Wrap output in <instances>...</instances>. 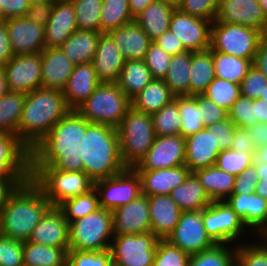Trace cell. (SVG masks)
Masks as SVG:
<instances>
[{
    "instance_id": "cell-1",
    "label": "cell",
    "mask_w": 267,
    "mask_h": 266,
    "mask_svg": "<svg viewBox=\"0 0 267 266\" xmlns=\"http://www.w3.org/2000/svg\"><path fill=\"white\" fill-rule=\"evenodd\" d=\"M90 124L77 110H70L30 151V167L83 172L80 141Z\"/></svg>"
},
{
    "instance_id": "cell-2",
    "label": "cell",
    "mask_w": 267,
    "mask_h": 266,
    "mask_svg": "<svg viewBox=\"0 0 267 266\" xmlns=\"http://www.w3.org/2000/svg\"><path fill=\"white\" fill-rule=\"evenodd\" d=\"M70 110L62 90L41 87L26 93L17 138L31 151Z\"/></svg>"
},
{
    "instance_id": "cell-3",
    "label": "cell",
    "mask_w": 267,
    "mask_h": 266,
    "mask_svg": "<svg viewBox=\"0 0 267 266\" xmlns=\"http://www.w3.org/2000/svg\"><path fill=\"white\" fill-rule=\"evenodd\" d=\"M52 207L41 188L30 178L18 186L1 210V234L26 242L35 226Z\"/></svg>"
},
{
    "instance_id": "cell-4",
    "label": "cell",
    "mask_w": 267,
    "mask_h": 266,
    "mask_svg": "<svg viewBox=\"0 0 267 266\" xmlns=\"http://www.w3.org/2000/svg\"><path fill=\"white\" fill-rule=\"evenodd\" d=\"M80 144L83 172L93 182L115 176L127 168L122 162L117 128L91 123Z\"/></svg>"
},
{
    "instance_id": "cell-5",
    "label": "cell",
    "mask_w": 267,
    "mask_h": 266,
    "mask_svg": "<svg viewBox=\"0 0 267 266\" xmlns=\"http://www.w3.org/2000/svg\"><path fill=\"white\" fill-rule=\"evenodd\" d=\"M122 162L135 167L147 154L156 138L152 114L131 106L117 127Z\"/></svg>"
},
{
    "instance_id": "cell-6",
    "label": "cell",
    "mask_w": 267,
    "mask_h": 266,
    "mask_svg": "<svg viewBox=\"0 0 267 266\" xmlns=\"http://www.w3.org/2000/svg\"><path fill=\"white\" fill-rule=\"evenodd\" d=\"M131 106V100L116 83H100L76 110L93 124L117 128Z\"/></svg>"
},
{
    "instance_id": "cell-7",
    "label": "cell",
    "mask_w": 267,
    "mask_h": 266,
    "mask_svg": "<svg viewBox=\"0 0 267 266\" xmlns=\"http://www.w3.org/2000/svg\"><path fill=\"white\" fill-rule=\"evenodd\" d=\"M30 174L52 207H58L65 200L86 194L94 188V182L84 172L30 167Z\"/></svg>"
},
{
    "instance_id": "cell-8",
    "label": "cell",
    "mask_w": 267,
    "mask_h": 266,
    "mask_svg": "<svg viewBox=\"0 0 267 266\" xmlns=\"http://www.w3.org/2000/svg\"><path fill=\"white\" fill-rule=\"evenodd\" d=\"M113 237V214L104 208L69 223V250H110Z\"/></svg>"
},
{
    "instance_id": "cell-9",
    "label": "cell",
    "mask_w": 267,
    "mask_h": 266,
    "mask_svg": "<svg viewBox=\"0 0 267 266\" xmlns=\"http://www.w3.org/2000/svg\"><path fill=\"white\" fill-rule=\"evenodd\" d=\"M266 35L254 28L218 22L211 26L210 49L242 59H254L260 42Z\"/></svg>"
},
{
    "instance_id": "cell-10",
    "label": "cell",
    "mask_w": 267,
    "mask_h": 266,
    "mask_svg": "<svg viewBox=\"0 0 267 266\" xmlns=\"http://www.w3.org/2000/svg\"><path fill=\"white\" fill-rule=\"evenodd\" d=\"M202 218L206 232L215 244L238 245L255 237L226 201H213L202 210Z\"/></svg>"
},
{
    "instance_id": "cell-11",
    "label": "cell",
    "mask_w": 267,
    "mask_h": 266,
    "mask_svg": "<svg viewBox=\"0 0 267 266\" xmlns=\"http://www.w3.org/2000/svg\"><path fill=\"white\" fill-rule=\"evenodd\" d=\"M159 240L152 232L114 235L112 261L120 266H153Z\"/></svg>"
},
{
    "instance_id": "cell-12",
    "label": "cell",
    "mask_w": 267,
    "mask_h": 266,
    "mask_svg": "<svg viewBox=\"0 0 267 266\" xmlns=\"http://www.w3.org/2000/svg\"><path fill=\"white\" fill-rule=\"evenodd\" d=\"M99 207L113 211L127 205L141 195V180L138 172L127 167L122 172L107 179L94 182Z\"/></svg>"
},
{
    "instance_id": "cell-13",
    "label": "cell",
    "mask_w": 267,
    "mask_h": 266,
    "mask_svg": "<svg viewBox=\"0 0 267 266\" xmlns=\"http://www.w3.org/2000/svg\"><path fill=\"white\" fill-rule=\"evenodd\" d=\"M165 240L188 255L215 245L204 227L202 210L182 212L175 229Z\"/></svg>"
},
{
    "instance_id": "cell-14",
    "label": "cell",
    "mask_w": 267,
    "mask_h": 266,
    "mask_svg": "<svg viewBox=\"0 0 267 266\" xmlns=\"http://www.w3.org/2000/svg\"><path fill=\"white\" fill-rule=\"evenodd\" d=\"M212 22L176 8L170 19L169 30L181 40L187 51L202 52L210 49Z\"/></svg>"
},
{
    "instance_id": "cell-15",
    "label": "cell",
    "mask_w": 267,
    "mask_h": 266,
    "mask_svg": "<svg viewBox=\"0 0 267 266\" xmlns=\"http://www.w3.org/2000/svg\"><path fill=\"white\" fill-rule=\"evenodd\" d=\"M185 165V137L156 136L154 143L135 170H157Z\"/></svg>"
},
{
    "instance_id": "cell-16",
    "label": "cell",
    "mask_w": 267,
    "mask_h": 266,
    "mask_svg": "<svg viewBox=\"0 0 267 266\" xmlns=\"http://www.w3.org/2000/svg\"><path fill=\"white\" fill-rule=\"evenodd\" d=\"M3 68L9 91L26 94L41 88V53L15 55Z\"/></svg>"
},
{
    "instance_id": "cell-17",
    "label": "cell",
    "mask_w": 267,
    "mask_h": 266,
    "mask_svg": "<svg viewBox=\"0 0 267 266\" xmlns=\"http://www.w3.org/2000/svg\"><path fill=\"white\" fill-rule=\"evenodd\" d=\"M258 238H267V200L259 194H231L225 200Z\"/></svg>"
},
{
    "instance_id": "cell-18",
    "label": "cell",
    "mask_w": 267,
    "mask_h": 266,
    "mask_svg": "<svg viewBox=\"0 0 267 266\" xmlns=\"http://www.w3.org/2000/svg\"><path fill=\"white\" fill-rule=\"evenodd\" d=\"M112 214L114 235L151 232L149 201L148 196L144 194L127 205L116 208Z\"/></svg>"
},
{
    "instance_id": "cell-19",
    "label": "cell",
    "mask_w": 267,
    "mask_h": 266,
    "mask_svg": "<svg viewBox=\"0 0 267 266\" xmlns=\"http://www.w3.org/2000/svg\"><path fill=\"white\" fill-rule=\"evenodd\" d=\"M216 20L251 27L267 36V18L258 0H220Z\"/></svg>"
},
{
    "instance_id": "cell-20",
    "label": "cell",
    "mask_w": 267,
    "mask_h": 266,
    "mask_svg": "<svg viewBox=\"0 0 267 266\" xmlns=\"http://www.w3.org/2000/svg\"><path fill=\"white\" fill-rule=\"evenodd\" d=\"M4 21L14 56L40 53L46 47L43 25H36L26 17Z\"/></svg>"
},
{
    "instance_id": "cell-21",
    "label": "cell",
    "mask_w": 267,
    "mask_h": 266,
    "mask_svg": "<svg viewBox=\"0 0 267 266\" xmlns=\"http://www.w3.org/2000/svg\"><path fill=\"white\" fill-rule=\"evenodd\" d=\"M0 178H31L30 150L12 134H0Z\"/></svg>"
},
{
    "instance_id": "cell-22",
    "label": "cell",
    "mask_w": 267,
    "mask_h": 266,
    "mask_svg": "<svg viewBox=\"0 0 267 266\" xmlns=\"http://www.w3.org/2000/svg\"><path fill=\"white\" fill-rule=\"evenodd\" d=\"M29 242L69 251V223L58 207H51L33 229Z\"/></svg>"
},
{
    "instance_id": "cell-23",
    "label": "cell",
    "mask_w": 267,
    "mask_h": 266,
    "mask_svg": "<svg viewBox=\"0 0 267 266\" xmlns=\"http://www.w3.org/2000/svg\"><path fill=\"white\" fill-rule=\"evenodd\" d=\"M220 152L214 132L206 127L185 137V165L191 173L214 166Z\"/></svg>"
},
{
    "instance_id": "cell-24",
    "label": "cell",
    "mask_w": 267,
    "mask_h": 266,
    "mask_svg": "<svg viewBox=\"0 0 267 266\" xmlns=\"http://www.w3.org/2000/svg\"><path fill=\"white\" fill-rule=\"evenodd\" d=\"M77 29L72 1H54L50 19L44 27L45 46L60 47Z\"/></svg>"
},
{
    "instance_id": "cell-25",
    "label": "cell",
    "mask_w": 267,
    "mask_h": 266,
    "mask_svg": "<svg viewBox=\"0 0 267 266\" xmlns=\"http://www.w3.org/2000/svg\"><path fill=\"white\" fill-rule=\"evenodd\" d=\"M125 61L113 38L108 33H102L92 61L98 80L116 83Z\"/></svg>"
},
{
    "instance_id": "cell-26",
    "label": "cell",
    "mask_w": 267,
    "mask_h": 266,
    "mask_svg": "<svg viewBox=\"0 0 267 266\" xmlns=\"http://www.w3.org/2000/svg\"><path fill=\"white\" fill-rule=\"evenodd\" d=\"M41 87L63 90L75 64L69 60L60 47H45L41 52Z\"/></svg>"
},
{
    "instance_id": "cell-27",
    "label": "cell",
    "mask_w": 267,
    "mask_h": 266,
    "mask_svg": "<svg viewBox=\"0 0 267 266\" xmlns=\"http://www.w3.org/2000/svg\"><path fill=\"white\" fill-rule=\"evenodd\" d=\"M141 180V193L150 197L170 195L191 173L186 165L157 170H136Z\"/></svg>"
},
{
    "instance_id": "cell-28",
    "label": "cell",
    "mask_w": 267,
    "mask_h": 266,
    "mask_svg": "<svg viewBox=\"0 0 267 266\" xmlns=\"http://www.w3.org/2000/svg\"><path fill=\"white\" fill-rule=\"evenodd\" d=\"M101 82L98 80L93 63L77 64L62 90L71 110H76L94 92Z\"/></svg>"
},
{
    "instance_id": "cell-29",
    "label": "cell",
    "mask_w": 267,
    "mask_h": 266,
    "mask_svg": "<svg viewBox=\"0 0 267 266\" xmlns=\"http://www.w3.org/2000/svg\"><path fill=\"white\" fill-rule=\"evenodd\" d=\"M108 34L113 38L126 61L144 60L153 42L135 20L111 30Z\"/></svg>"
},
{
    "instance_id": "cell-30",
    "label": "cell",
    "mask_w": 267,
    "mask_h": 266,
    "mask_svg": "<svg viewBox=\"0 0 267 266\" xmlns=\"http://www.w3.org/2000/svg\"><path fill=\"white\" fill-rule=\"evenodd\" d=\"M151 232L159 239H166L175 229L182 210L172 200L170 195L148 197Z\"/></svg>"
},
{
    "instance_id": "cell-31",
    "label": "cell",
    "mask_w": 267,
    "mask_h": 266,
    "mask_svg": "<svg viewBox=\"0 0 267 266\" xmlns=\"http://www.w3.org/2000/svg\"><path fill=\"white\" fill-rule=\"evenodd\" d=\"M170 197L182 212L203 210L213 202L194 173H190L181 185L173 189Z\"/></svg>"
},
{
    "instance_id": "cell-32",
    "label": "cell",
    "mask_w": 267,
    "mask_h": 266,
    "mask_svg": "<svg viewBox=\"0 0 267 266\" xmlns=\"http://www.w3.org/2000/svg\"><path fill=\"white\" fill-rule=\"evenodd\" d=\"M101 34V32L77 29L60 48L75 65L91 63Z\"/></svg>"
},
{
    "instance_id": "cell-33",
    "label": "cell",
    "mask_w": 267,
    "mask_h": 266,
    "mask_svg": "<svg viewBox=\"0 0 267 266\" xmlns=\"http://www.w3.org/2000/svg\"><path fill=\"white\" fill-rule=\"evenodd\" d=\"M176 7L165 0H157L148 5L135 19L148 37L155 41L169 29L170 19Z\"/></svg>"
},
{
    "instance_id": "cell-34",
    "label": "cell",
    "mask_w": 267,
    "mask_h": 266,
    "mask_svg": "<svg viewBox=\"0 0 267 266\" xmlns=\"http://www.w3.org/2000/svg\"><path fill=\"white\" fill-rule=\"evenodd\" d=\"M212 201H225L233 192L236 175L229 174L216 165L193 172Z\"/></svg>"
},
{
    "instance_id": "cell-35",
    "label": "cell",
    "mask_w": 267,
    "mask_h": 266,
    "mask_svg": "<svg viewBox=\"0 0 267 266\" xmlns=\"http://www.w3.org/2000/svg\"><path fill=\"white\" fill-rule=\"evenodd\" d=\"M175 96L163 79H153L132 100V106L147 114H153L169 104Z\"/></svg>"
},
{
    "instance_id": "cell-36",
    "label": "cell",
    "mask_w": 267,
    "mask_h": 266,
    "mask_svg": "<svg viewBox=\"0 0 267 266\" xmlns=\"http://www.w3.org/2000/svg\"><path fill=\"white\" fill-rule=\"evenodd\" d=\"M193 51L172 55L168 72L163 79L175 97L189 96Z\"/></svg>"
},
{
    "instance_id": "cell-37",
    "label": "cell",
    "mask_w": 267,
    "mask_h": 266,
    "mask_svg": "<svg viewBox=\"0 0 267 266\" xmlns=\"http://www.w3.org/2000/svg\"><path fill=\"white\" fill-rule=\"evenodd\" d=\"M154 78L144 60L125 61L116 84L132 100Z\"/></svg>"
},
{
    "instance_id": "cell-38",
    "label": "cell",
    "mask_w": 267,
    "mask_h": 266,
    "mask_svg": "<svg viewBox=\"0 0 267 266\" xmlns=\"http://www.w3.org/2000/svg\"><path fill=\"white\" fill-rule=\"evenodd\" d=\"M190 72L189 96L202 95L216 77L211 49L192 53Z\"/></svg>"
},
{
    "instance_id": "cell-39",
    "label": "cell",
    "mask_w": 267,
    "mask_h": 266,
    "mask_svg": "<svg viewBox=\"0 0 267 266\" xmlns=\"http://www.w3.org/2000/svg\"><path fill=\"white\" fill-rule=\"evenodd\" d=\"M23 262L26 266H67V252L63 248L23 242Z\"/></svg>"
},
{
    "instance_id": "cell-40",
    "label": "cell",
    "mask_w": 267,
    "mask_h": 266,
    "mask_svg": "<svg viewBox=\"0 0 267 266\" xmlns=\"http://www.w3.org/2000/svg\"><path fill=\"white\" fill-rule=\"evenodd\" d=\"M26 94L9 91L0 98V134L18 135Z\"/></svg>"
},
{
    "instance_id": "cell-41",
    "label": "cell",
    "mask_w": 267,
    "mask_h": 266,
    "mask_svg": "<svg viewBox=\"0 0 267 266\" xmlns=\"http://www.w3.org/2000/svg\"><path fill=\"white\" fill-rule=\"evenodd\" d=\"M215 76L232 83L240 84L253 66L254 59H242L230 54L212 50Z\"/></svg>"
},
{
    "instance_id": "cell-42",
    "label": "cell",
    "mask_w": 267,
    "mask_h": 266,
    "mask_svg": "<svg viewBox=\"0 0 267 266\" xmlns=\"http://www.w3.org/2000/svg\"><path fill=\"white\" fill-rule=\"evenodd\" d=\"M188 266H236V245L215 244L209 249L192 254Z\"/></svg>"
},
{
    "instance_id": "cell-43",
    "label": "cell",
    "mask_w": 267,
    "mask_h": 266,
    "mask_svg": "<svg viewBox=\"0 0 267 266\" xmlns=\"http://www.w3.org/2000/svg\"><path fill=\"white\" fill-rule=\"evenodd\" d=\"M100 21L101 33H108L134 21L128 0H103Z\"/></svg>"
},
{
    "instance_id": "cell-44",
    "label": "cell",
    "mask_w": 267,
    "mask_h": 266,
    "mask_svg": "<svg viewBox=\"0 0 267 266\" xmlns=\"http://www.w3.org/2000/svg\"><path fill=\"white\" fill-rule=\"evenodd\" d=\"M156 136L181 135L182 120L178 106V97L152 114Z\"/></svg>"
},
{
    "instance_id": "cell-45",
    "label": "cell",
    "mask_w": 267,
    "mask_h": 266,
    "mask_svg": "<svg viewBox=\"0 0 267 266\" xmlns=\"http://www.w3.org/2000/svg\"><path fill=\"white\" fill-rule=\"evenodd\" d=\"M78 30L101 32V6L103 0H71Z\"/></svg>"
},
{
    "instance_id": "cell-46",
    "label": "cell",
    "mask_w": 267,
    "mask_h": 266,
    "mask_svg": "<svg viewBox=\"0 0 267 266\" xmlns=\"http://www.w3.org/2000/svg\"><path fill=\"white\" fill-rule=\"evenodd\" d=\"M58 208L62 211L68 223L94 213L100 208L97 191L93 188L86 194L67 199Z\"/></svg>"
},
{
    "instance_id": "cell-47",
    "label": "cell",
    "mask_w": 267,
    "mask_h": 266,
    "mask_svg": "<svg viewBox=\"0 0 267 266\" xmlns=\"http://www.w3.org/2000/svg\"><path fill=\"white\" fill-rule=\"evenodd\" d=\"M236 266H267V238L236 245Z\"/></svg>"
},
{
    "instance_id": "cell-48",
    "label": "cell",
    "mask_w": 267,
    "mask_h": 266,
    "mask_svg": "<svg viewBox=\"0 0 267 266\" xmlns=\"http://www.w3.org/2000/svg\"><path fill=\"white\" fill-rule=\"evenodd\" d=\"M202 95L229 111L241 95L240 84L215 77Z\"/></svg>"
},
{
    "instance_id": "cell-49",
    "label": "cell",
    "mask_w": 267,
    "mask_h": 266,
    "mask_svg": "<svg viewBox=\"0 0 267 266\" xmlns=\"http://www.w3.org/2000/svg\"><path fill=\"white\" fill-rule=\"evenodd\" d=\"M178 106L181 117V135L187 137L204 128L202 113L192 96L178 97Z\"/></svg>"
},
{
    "instance_id": "cell-50",
    "label": "cell",
    "mask_w": 267,
    "mask_h": 266,
    "mask_svg": "<svg viewBox=\"0 0 267 266\" xmlns=\"http://www.w3.org/2000/svg\"><path fill=\"white\" fill-rule=\"evenodd\" d=\"M254 152L223 150L217 156L216 166L232 175H239L253 164Z\"/></svg>"
},
{
    "instance_id": "cell-51",
    "label": "cell",
    "mask_w": 267,
    "mask_h": 266,
    "mask_svg": "<svg viewBox=\"0 0 267 266\" xmlns=\"http://www.w3.org/2000/svg\"><path fill=\"white\" fill-rule=\"evenodd\" d=\"M189 257L165 239L158 241L153 266H188Z\"/></svg>"
},
{
    "instance_id": "cell-52",
    "label": "cell",
    "mask_w": 267,
    "mask_h": 266,
    "mask_svg": "<svg viewBox=\"0 0 267 266\" xmlns=\"http://www.w3.org/2000/svg\"><path fill=\"white\" fill-rule=\"evenodd\" d=\"M229 112V119L239 128H247L258 123L254 112V100L240 95Z\"/></svg>"
},
{
    "instance_id": "cell-53",
    "label": "cell",
    "mask_w": 267,
    "mask_h": 266,
    "mask_svg": "<svg viewBox=\"0 0 267 266\" xmlns=\"http://www.w3.org/2000/svg\"><path fill=\"white\" fill-rule=\"evenodd\" d=\"M112 262L110 250L67 252V266H110Z\"/></svg>"
},
{
    "instance_id": "cell-54",
    "label": "cell",
    "mask_w": 267,
    "mask_h": 266,
    "mask_svg": "<svg viewBox=\"0 0 267 266\" xmlns=\"http://www.w3.org/2000/svg\"><path fill=\"white\" fill-rule=\"evenodd\" d=\"M172 55L165 52L155 42H152L146 52L144 61L150 69L154 79H164L167 72Z\"/></svg>"
},
{
    "instance_id": "cell-55",
    "label": "cell",
    "mask_w": 267,
    "mask_h": 266,
    "mask_svg": "<svg viewBox=\"0 0 267 266\" xmlns=\"http://www.w3.org/2000/svg\"><path fill=\"white\" fill-rule=\"evenodd\" d=\"M219 5L220 0H184L178 9L191 16L214 21Z\"/></svg>"
},
{
    "instance_id": "cell-56",
    "label": "cell",
    "mask_w": 267,
    "mask_h": 266,
    "mask_svg": "<svg viewBox=\"0 0 267 266\" xmlns=\"http://www.w3.org/2000/svg\"><path fill=\"white\" fill-rule=\"evenodd\" d=\"M23 264V242L0 234V266Z\"/></svg>"
},
{
    "instance_id": "cell-57",
    "label": "cell",
    "mask_w": 267,
    "mask_h": 266,
    "mask_svg": "<svg viewBox=\"0 0 267 266\" xmlns=\"http://www.w3.org/2000/svg\"><path fill=\"white\" fill-rule=\"evenodd\" d=\"M266 86V76L255 66H252L240 83L241 95L252 100L258 99L260 94L265 91Z\"/></svg>"
},
{
    "instance_id": "cell-58",
    "label": "cell",
    "mask_w": 267,
    "mask_h": 266,
    "mask_svg": "<svg viewBox=\"0 0 267 266\" xmlns=\"http://www.w3.org/2000/svg\"><path fill=\"white\" fill-rule=\"evenodd\" d=\"M192 97L196 100L202 113L204 127L222 122L229 118V112L225 108L207 99L204 95H194Z\"/></svg>"
},
{
    "instance_id": "cell-59",
    "label": "cell",
    "mask_w": 267,
    "mask_h": 266,
    "mask_svg": "<svg viewBox=\"0 0 267 266\" xmlns=\"http://www.w3.org/2000/svg\"><path fill=\"white\" fill-rule=\"evenodd\" d=\"M206 128L210 132H214L215 142L221 151L231 149L237 126L229 118Z\"/></svg>"
},
{
    "instance_id": "cell-60",
    "label": "cell",
    "mask_w": 267,
    "mask_h": 266,
    "mask_svg": "<svg viewBox=\"0 0 267 266\" xmlns=\"http://www.w3.org/2000/svg\"><path fill=\"white\" fill-rule=\"evenodd\" d=\"M259 181L258 173L253 165L236 175L235 186L232 194H251Z\"/></svg>"
},
{
    "instance_id": "cell-61",
    "label": "cell",
    "mask_w": 267,
    "mask_h": 266,
    "mask_svg": "<svg viewBox=\"0 0 267 266\" xmlns=\"http://www.w3.org/2000/svg\"><path fill=\"white\" fill-rule=\"evenodd\" d=\"M30 4L29 0H0L1 20L25 17Z\"/></svg>"
},
{
    "instance_id": "cell-62",
    "label": "cell",
    "mask_w": 267,
    "mask_h": 266,
    "mask_svg": "<svg viewBox=\"0 0 267 266\" xmlns=\"http://www.w3.org/2000/svg\"><path fill=\"white\" fill-rule=\"evenodd\" d=\"M53 10V2L31 3L26 18L36 25H47Z\"/></svg>"
},
{
    "instance_id": "cell-63",
    "label": "cell",
    "mask_w": 267,
    "mask_h": 266,
    "mask_svg": "<svg viewBox=\"0 0 267 266\" xmlns=\"http://www.w3.org/2000/svg\"><path fill=\"white\" fill-rule=\"evenodd\" d=\"M153 42L170 55H176L187 51L181 40L169 29Z\"/></svg>"
},
{
    "instance_id": "cell-64",
    "label": "cell",
    "mask_w": 267,
    "mask_h": 266,
    "mask_svg": "<svg viewBox=\"0 0 267 266\" xmlns=\"http://www.w3.org/2000/svg\"><path fill=\"white\" fill-rule=\"evenodd\" d=\"M257 149L251 136L245 129L237 127L232 141L231 150L239 152H255Z\"/></svg>"
},
{
    "instance_id": "cell-65",
    "label": "cell",
    "mask_w": 267,
    "mask_h": 266,
    "mask_svg": "<svg viewBox=\"0 0 267 266\" xmlns=\"http://www.w3.org/2000/svg\"><path fill=\"white\" fill-rule=\"evenodd\" d=\"M30 178H0V211L6 205L11 193Z\"/></svg>"
},
{
    "instance_id": "cell-66",
    "label": "cell",
    "mask_w": 267,
    "mask_h": 266,
    "mask_svg": "<svg viewBox=\"0 0 267 266\" xmlns=\"http://www.w3.org/2000/svg\"><path fill=\"white\" fill-rule=\"evenodd\" d=\"M14 53L9 41L8 32L4 20L0 21V65H5L12 59Z\"/></svg>"
},
{
    "instance_id": "cell-67",
    "label": "cell",
    "mask_w": 267,
    "mask_h": 266,
    "mask_svg": "<svg viewBox=\"0 0 267 266\" xmlns=\"http://www.w3.org/2000/svg\"><path fill=\"white\" fill-rule=\"evenodd\" d=\"M244 129L251 136L257 148L267 145V123H256Z\"/></svg>"
},
{
    "instance_id": "cell-68",
    "label": "cell",
    "mask_w": 267,
    "mask_h": 266,
    "mask_svg": "<svg viewBox=\"0 0 267 266\" xmlns=\"http://www.w3.org/2000/svg\"><path fill=\"white\" fill-rule=\"evenodd\" d=\"M258 173L259 181L255 187V193L267 200V163L253 162L252 164Z\"/></svg>"
},
{
    "instance_id": "cell-69",
    "label": "cell",
    "mask_w": 267,
    "mask_h": 266,
    "mask_svg": "<svg viewBox=\"0 0 267 266\" xmlns=\"http://www.w3.org/2000/svg\"><path fill=\"white\" fill-rule=\"evenodd\" d=\"M253 66L267 78V36L260 42L253 60Z\"/></svg>"
},
{
    "instance_id": "cell-70",
    "label": "cell",
    "mask_w": 267,
    "mask_h": 266,
    "mask_svg": "<svg viewBox=\"0 0 267 266\" xmlns=\"http://www.w3.org/2000/svg\"><path fill=\"white\" fill-rule=\"evenodd\" d=\"M157 0H128L131 16L135 20L152 2Z\"/></svg>"
},
{
    "instance_id": "cell-71",
    "label": "cell",
    "mask_w": 267,
    "mask_h": 266,
    "mask_svg": "<svg viewBox=\"0 0 267 266\" xmlns=\"http://www.w3.org/2000/svg\"><path fill=\"white\" fill-rule=\"evenodd\" d=\"M255 117L258 123H267V102L258 98L254 100Z\"/></svg>"
},
{
    "instance_id": "cell-72",
    "label": "cell",
    "mask_w": 267,
    "mask_h": 266,
    "mask_svg": "<svg viewBox=\"0 0 267 266\" xmlns=\"http://www.w3.org/2000/svg\"><path fill=\"white\" fill-rule=\"evenodd\" d=\"M253 162L267 163V145L258 147L254 152Z\"/></svg>"
},
{
    "instance_id": "cell-73",
    "label": "cell",
    "mask_w": 267,
    "mask_h": 266,
    "mask_svg": "<svg viewBox=\"0 0 267 266\" xmlns=\"http://www.w3.org/2000/svg\"><path fill=\"white\" fill-rule=\"evenodd\" d=\"M9 92V88L7 86V80L3 65H0V98L6 95Z\"/></svg>"
},
{
    "instance_id": "cell-74",
    "label": "cell",
    "mask_w": 267,
    "mask_h": 266,
    "mask_svg": "<svg viewBox=\"0 0 267 266\" xmlns=\"http://www.w3.org/2000/svg\"><path fill=\"white\" fill-rule=\"evenodd\" d=\"M258 1L262 7V10H263L265 17L267 18V0H258Z\"/></svg>"
},
{
    "instance_id": "cell-75",
    "label": "cell",
    "mask_w": 267,
    "mask_h": 266,
    "mask_svg": "<svg viewBox=\"0 0 267 266\" xmlns=\"http://www.w3.org/2000/svg\"><path fill=\"white\" fill-rule=\"evenodd\" d=\"M167 3L178 8L184 0H165Z\"/></svg>"
},
{
    "instance_id": "cell-76",
    "label": "cell",
    "mask_w": 267,
    "mask_h": 266,
    "mask_svg": "<svg viewBox=\"0 0 267 266\" xmlns=\"http://www.w3.org/2000/svg\"><path fill=\"white\" fill-rule=\"evenodd\" d=\"M259 98L262 99L263 101H266L267 102V86H266V89L263 92V94H260V97Z\"/></svg>"
},
{
    "instance_id": "cell-77",
    "label": "cell",
    "mask_w": 267,
    "mask_h": 266,
    "mask_svg": "<svg viewBox=\"0 0 267 266\" xmlns=\"http://www.w3.org/2000/svg\"><path fill=\"white\" fill-rule=\"evenodd\" d=\"M30 3H38V2H54L56 0H29Z\"/></svg>"
},
{
    "instance_id": "cell-78",
    "label": "cell",
    "mask_w": 267,
    "mask_h": 266,
    "mask_svg": "<svg viewBox=\"0 0 267 266\" xmlns=\"http://www.w3.org/2000/svg\"><path fill=\"white\" fill-rule=\"evenodd\" d=\"M110 266H120V265H118V264L112 262V263L110 264Z\"/></svg>"
},
{
    "instance_id": "cell-79",
    "label": "cell",
    "mask_w": 267,
    "mask_h": 266,
    "mask_svg": "<svg viewBox=\"0 0 267 266\" xmlns=\"http://www.w3.org/2000/svg\"><path fill=\"white\" fill-rule=\"evenodd\" d=\"M0 234H1V211H0Z\"/></svg>"
}]
</instances>
